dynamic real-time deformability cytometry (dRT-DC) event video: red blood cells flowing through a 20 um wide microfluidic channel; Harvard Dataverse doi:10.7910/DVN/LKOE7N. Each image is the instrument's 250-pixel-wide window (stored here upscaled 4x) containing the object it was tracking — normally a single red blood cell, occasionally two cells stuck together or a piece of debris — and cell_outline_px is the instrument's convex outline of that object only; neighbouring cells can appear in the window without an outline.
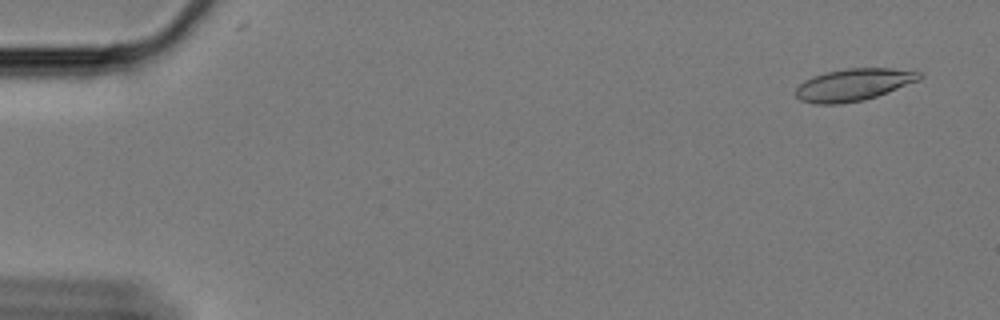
{"species": "Egyptian fruit bat (a non-hibernating species)", "species_latin": "Rousettus aegyptiacus", "temperature_condition": "cold", "stored_images_in_passage": 58, "camera_frame_rate_fps": 3000, "um_per_image_px": 0.085, "animal": {"sex": "female"}, "frame": {"image": 1, "passage_image": 3, "time_ms": 0.667, "image_size_px": [1000, 320], "cell_outline_px": [[924, 76], [920, 80], [876, 96], [864, 100], [840, 104], [816, 104], [800, 100], [796, 96], [796, 88], [804, 80], [812, 76], [828, 72], [848, 68], [892, 68], [920, 72]], "centroid_in_image_um": [72.55, 7.2], "position_along_channel_um": 12.4, "area_um2": 23.12}}
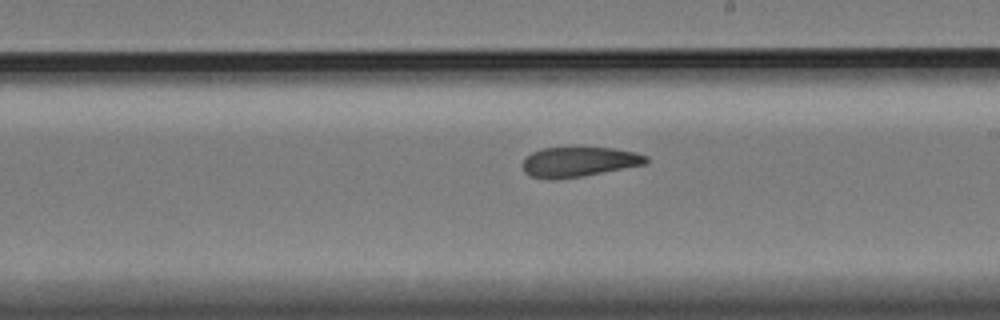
{"frame": {"image": 2, "passage_image": 35, "time_ms": 11.333, "image_size_px": [1000, 320], "cell_outline_px": [[648, 164], [584, 176], [556, 180], [548, 180], [528, 176], [524, 172], [520, 164], [532, 152], [544, 148], [572, 144], [612, 148], [636, 152], [648, 156]], "centroid_in_image_um": [49.19, 13.73], "position_along_channel_um": 239.8, "area_um2": 22.83}}
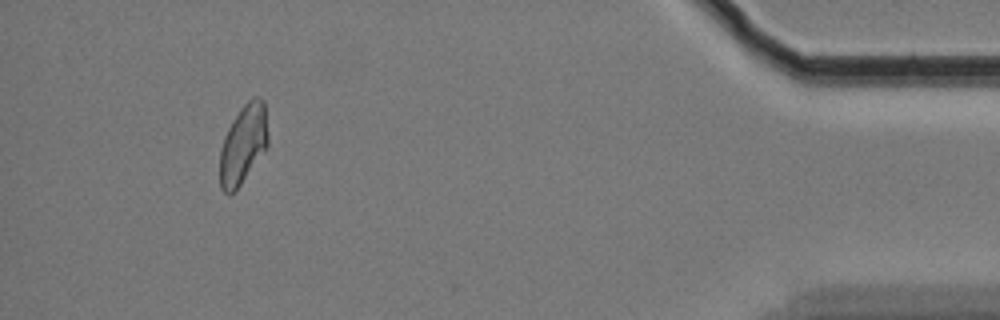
{"frame": {"image": 3, "passage_image": 56, "time_ms": 18.333, "image_size_px": [1000, 320], "cell_outline_px": [[268, 144], [240, 184], [228, 196], [220, 188], [220, 148], [224, 136], [232, 120], [240, 108], [252, 96], [260, 96], [264, 100], [268, 136]], "centroid_in_image_um": [20.66, 12.21], "position_along_channel_um": 414.5, "area_um2": 22.02}, "authors_computed_cell_mechanics": {"area_um2": 22.7154, "velocity_mm_per_s": 3.3313, "shape_relaxation_time_tau1_ms": null, "shape_relaxation_time_tau2_ms": 2.5124, "deformation_change_tau1": null, "deformation_change_tau2": 0.0743}}